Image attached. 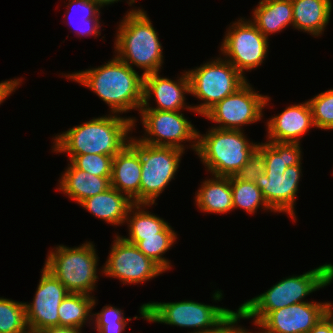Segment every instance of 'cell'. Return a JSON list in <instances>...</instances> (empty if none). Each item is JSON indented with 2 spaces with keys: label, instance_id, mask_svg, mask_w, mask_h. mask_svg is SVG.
<instances>
[{
  "label": "cell",
  "instance_id": "74e56055",
  "mask_svg": "<svg viewBox=\"0 0 333 333\" xmlns=\"http://www.w3.org/2000/svg\"><path fill=\"white\" fill-rule=\"evenodd\" d=\"M37 333H82V332L81 329L78 328L57 326L41 330Z\"/></svg>",
  "mask_w": 333,
  "mask_h": 333
},
{
  "label": "cell",
  "instance_id": "83f0119b",
  "mask_svg": "<svg viewBox=\"0 0 333 333\" xmlns=\"http://www.w3.org/2000/svg\"><path fill=\"white\" fill-rule=\"evenodd\" d=\"M66 7L68 8L66 13L69 16V24L73 25L74 29L76 28L75 32L77 33V35H79L80 37L83 35H93L96 37L101 35V22L99 21L101 8L95 2H93L92 0H69V4L66 5ZM71 9L73 10V12ZM76 12H78L79 14ZM70 13H73L74 15L77 14L76 17L79 15L80 18L77 17L79 20L76 21L77 24L75 23L77 26L74 25V22L71 20L72 15H70Z\"/></svg>",
  "mask_w": 333,
  "mask_h": 333
},
{
  "label": "cell",
  "instance_id": "4316f807",
  "mask_svg": "<svg viewBox=\"0 0 333 333\" xmlns=\"http://www.w3.org/2000/svg\"><path fill=\"white\" fill-rule=\"evenodd\" d=\"M300 143L264 142L257 149L264 155L265 170L285 171L302 160Z\"/></svg>",
  "mask_w": 333,
  "mask_h": 333
},
{
  "label": "cell",
  "instance_id": "484cf974",
  "mask_svg": "<svg viewBox=\"0 0 333 333\" xmlns=\"http://www.w3.org/2000/svg\"><path fill=\"white\" fill-rule=\"evenodd\" d=\"M96 302L91 295L69 293L58 308L59 326L82 329L88 321L92 324V310Z\"/></svg>",
  "mask_w": 333,
  "mask_h": 333
},
{
  "label": "cell",
  "instance_id": "2e32d148",
  "mask_svg": "<svg viewBox=\"0 0 333 333\" xmlns=\"http://www.w3.org/2000/svg\"><path fill=\"white\" fill-rule=\"evenodd\" d=\"M326 302H301L271 311L258 333H308L323 317Z\"/></svg>",
  "mask_w": 333,
  "mask_h": 333
},
{
  "label": "cell",
  "instance_id": "4fadbf2b",
  "mask_svg": "<svg viewBox=\"0 0 333 333\" xmlns=\"http://www.w3.org/2000/svg\"><path fill=\"white\" fill-rule=\"evenodd\" d=\"M101 273L119 279L123 284H141L165 271L144 255L136 245L116 234Z\"/></svg>",
  "mask_w": 333,
  "mask_h": 333
},
{
  "label": "cell",
  "instance_id": "8fae6325",
  "mask_svg": "<svg viewBox=\"0 0 333 333\" xmlns=\"http://www.w3.org/2000/svg\"><path fill=\"white\" fill-rule=\"evenodd\" d=\"M139 113L145 131L143 137L137 138L139 141L183 151L186 147L182 142L189 141L192 142L189 148L196 152L198 131L181 111L140 109Z\"/></svg>",
  "mask_w": 333,
  "mask_h": 333
},
{
  "label": "cell",
  "instance_id": "60d3db41",
  "mask_svg": "<svg viewBox=\"0 0 333 333\" xmlns=\"http://www.w3.org/2000/svg\"><path fill=\"white\" fill-rule=\"evenodd\" d=\"M93 2H95L100 8H102L104 5H110L113 4L115 2H118L120 0H92ZM136 0H128L127 3L129 6H132V4L136 3Z\"/></svg>",
  "mask_w": 333,
  "mask_h": 333
},
{
  "label": "cell",
  "instance_id": "603a6c76",
  "mask_svg": "<svg viewBox=\"0 0 333 333\" xmlns=\"http://www.w3.org/2000/svg\"><path fill=\"white\" fill-rule=\"evenodd\" d=\"M251 22L266 38L288 26L293 27L292 0H260Z\"/></svg>",
  "mask_w": 333,
  "mask_h": 333
},
{
  "label": "cell",
  "instance_id": "5bb4252c",
  "mask_svg": "<svg viewBox=\"0 0 333 333\" xmlns=\"http://www.w3.org/2000/svg\"><path fill=\"white\" fill-rule=\"evenodd\" d=\"M41 270L32 303L24 302L27 326L33 333L59 326L58 308L70 293L45 267Z\"/></svg>",
  "mask_w": 333,
  "mask_h": 333
},
{
  "label": "cell",
  "instance_id": "9a60e30c",
  "mask_svg": "<svg viewBox=\"0 0 333 333\" xmlns=\"http://www.w3.org/2000/svg\"><path fill=\"white\" fill-rule=\"evenodd\" d=\"M301 165L287 167L285 171L265 170L255 182L267 205L275 213H286L293 221L297 220L294 206L302 177Z\"/></svg>",
  "mask_w": 333,
  "mask_h": 333
},
{
  "label": "cell",
  "instance_id": "5b68a950",
  "mask_svg": "<svg viewBox=\"0 0 333 333\" xmlns=\"http://www.w3.org/2000/svg\"><path fill=\"white\" fill-rule=\"evenodd\" d=\"M199 132L196 154L212 176H234L259 144L250 142L242 130L212 127L204 135Z\"/></svg>",
  "mask_w": 333,
  "mask_h": 333
},
{
  "label": "cell",
  "instance_id": "ac0fdd59",
  "mask_svg": "<svg viewBox=\"0 0 333 333\" xmlns=\"http://www.w3.org/2000/svg\"><path fill=\"white\" fill-rule=\"evenodd\" d=\"M267 120V141L300 143L303 135L315 127L308 101L287 106L284 111Z\"/></svg>",
  "mask_w": 333,
  "mask_h": 333
},
{
  "label": "cell",
  "instance_id": "836d02e7",
  "mask_svg": "<svg viewBox=\"0 0 333 333\" xmlns=\"http://www.w3.org/2000/svg\"><path fill=\"white\" fill-rule=\"evenodd\" d=\"M112 156L100 154H84L74 156L70 162L82 171H85L93 176L106 177L111 179L112 173Z\"/></svg>",
  "mask_w": 333,
  "mask_h": 333
},
{
  "label": "cell",
  "instance_id": "9c48e42d",
  "mask_svg": "<svg viewBox=\"0 0 333 333\" xmlns=\"http://www.w3.org/2000/svg\"><path fill=\"white\" fill-rule=\"evenodd\" d=\"M231 310L193 300L179 302H148L140 306V317L149 322L194 328L191 333L214 327Z\"/></svg>",
  "mask_w": 333,
  "mask_h": 333
},
{
  "label": "cell",
  "instance_id": "8992f818",
  "mask_svg": "<svg viewBox=\"0 0 333 333\" xmlns=\"http://www.w3.org/2000/svg\"><path fill=\"white\" fill-rule=\"evenodd\" d=\"M54 249V250H53ZM47 255L44 267L50 271L70 293L92 296L97 283L98 255L93 242L79 247L57 245Z\"/></svg>",
  "mask_w": 333,
  "mask_h": 333
},
{
  "label": "cell",
  "instance_id": "6da1fadb",
  "mask_svg": "<svg viewBox=\"0 0 333 333\" xmlns=\"http://www.w3.org/2000/svg\"><path fill=\"white\" fill-rule=\"evenodd\" d=\"M135 117L108 114L93 118L83 124L55 135L53 151L67 153L69 160L84 154H100L115 157L131 139L130 132L137 125ZM55 138V139H54Z\"/></svg>",
  "mask_w": 333,
  "mask_h": 333
},
{
  "label": "cell",
  "instance_id": "4dcf8cb0",
  "mask_svg": "<svg viewBox=\"0 0 333 333\" xmlns=\"http://www.w3.org/2000/svg\"><path fill=\"white\" fill-rule=\"evenodd\" d=\"M25 303L0 297V333H28Z\"/></svg>",
  "mask_w": 333,
  "mask_h": 333
},
{
  "label": "cell",
  "instance_id": "52a82bcc",
  "mask_svg": "<svg viewBox=\"0 0 333 333\" xmlns=\"http://www.w3.org/2000/svg\"><path fill=\"white\" fill-rule=\"evenodd\" d=\"M190 94L203 102L193 106L203 116L217 102L233 94L248 80L229 61L221 58L187 71Z\"/></svg>",
  "mask_w": 333,
  "mask_h": 333
},
{
  "label": "cell",
  "instance_id": "f1b7e54d",
  "mask_svg": "<svg viewBox=\"0 0 333 333\" xmlns=\"http://www.w3.org/2000/svg\"><path fill=\"white\" fill-rule=\"evenodd\" d=\"M177 234L175 230L168 225L159 236L143 237L142 241H139L136 246L138 249L157 263L165 272L171 269L170 260L164 257L165 254L176 242Z\"/></svg>",
  "mask_w": 333,
  "mask_h": 333
},
{
  "label": "cell",
  "instance_id": "7a4b0ae2",
  "mask_svg": "<svg viewBox=\"0 0 333 333\" xmlns=\"http://www.w3.org/2000/svg\"><path fill=\"white\" fill-rule=\"evenodd\" d=\"M92 90L109 107L111 114L138 110L143 103V75L116 56L97 68L64 74Z\"/></svg>",
  "mask_w": 333,
  "mask_h": 333
},
{
  "label": "cell",
  "instance_id": "3957f363",
  "mask_svg": "<svg viewBox=\"0 0 333 333\" xmlns=\"http://www.w3.org/2000/svg\"><path fill=\"white\" fill-rule=\"evenodd\" d=\"M114 53L132 69L143 70L145 75L160 72L164 63L163 48L146 11L133 8L119 22L115 35Z\"/></svg>",
  "mask_w": 333,
  "mask_h": 333
},
{
  "label": "cell",
  "instance_id": "1f68e13d",
  "mask_svg": "<svg viewBox=\"0 0 333 333\" xmlns=\"http://www.w3.org/2000/svg\"><path fill=\"white\" fill-rule=\"evenodd\" d=\"M94 330L98 333H121L125 330L130 318L124 316L122 309L106 305L100 312L92 313ZM95 322V323H94Z\"/></svg>",
  "mask_w": 333,
  "mask_h": 333
},
{
  "label": "cell",
  "instance_id": "7402d4cb",
  "mask_svg": "<svg viewBox=\"0 0 333 333\" xmlns=\"http://www.w3.org/2000/svg\"><path fill=\"white\" fill-rule=\"evenodd\" d=\"M332 0H292L293 28L314 37L323 34L330 21Z\"/></svg>",
  "mask_w": 333,
  "mask_h": 333
},
{
  "label": "cell",
  "instance_id": "d590c367",
  "mask_svg": "<svg viewBox=\"0 0 333 333\" xmlns=\"http://www.w3.org/2000/svg\"><path fill=\"white\" fill-rule=\"evenodd\" d=\"M264 155L256 149L248 158L247 163L242 167L234 177L241 181L256 182V180L265 173Z\"/></svg>",
  "mask_w": 333,
  "mask_h": 333
},
{
  "label": "cell",
  "instance_id": "f546056e",
  "mask_svg": "<svg viewBox=\"0 0 333 333\" xmlns=\"http://www.w3.org/2000/svg\"><path fill=\"white\" fill-rule=\"evenodd\" d=\"M230 184L233 210L240 208L249 214H254L258 208L262 207L266 211L274 212L265 202L262 191L255 185V182L241 181L230 176Z\"/></svg>",
  "mask_w": 333,
  "mask_h": 333
},
{
  "label": "cell",
  "instance_id": "cb8c5ba5",
  "mask_svg": "<svg viewBox=\"0 0 333 333\" xmlns=\"http://www.w3.org/2000/svg\"><path fill=\"white\" fill-rule=\"evenodd\" d=\"M195 195V204L202 212L225 214L233 210L230 177L205 179Z\"/></svg>",
  "mask_w": 333,
  "mask_h": 333
},
{
  "label": "cell",
  "instance_id": "e575fe53",
  "mask_svg": "<svg viewBox=\"0 0 333 333\" xmlns=\"http://www.w3.org/2000/svg\"><path fill=\"white\" fill-rule=\"evenodd\" d=\"M240 319L244 320L247 317L243 309L239 306L236 311L231 310L214 327L196 333H248V329L237 325Z\"/></svg>",
  "mask_w": 333,
  "mask_h": 333
},
{
  "label": "cell",
  "instance_id": "ffe728a7",
  "mask_svg": "<svg viewBox=\"0 0 333 333\" xmlns=\"http://www.w3.org/2000/svg\"><path fill=\"white\" fill-rule=\"evenodd\" d=\"M133 204L126 194L110 187L103 193L85 199L79 205L96 218L113 226H121L125 223L128 211Z\"/></svg>",
  "mask_w": 333,
  "mask_h": 333
},
{
  "label": "cell",
  "instance_id": "e0dca14e",
  "mask_svg": "<svg viewBox=\"0 0 333 333\" xmlns=\"http://www.w3.org/2000/svg\"><path fill=\"white\" fill-rule=\"evenodd\" d=\"M160 72L151 73L143 77V103L140 109H152L160 111H181L192 110L193 106L185 103V94H190V80L187 71L179 79L161 77ZM153 97L156 107L150 106L149 102Z\"/></svg>",
  "mask_w": 333,
  "mask_h": 333
},
{
  "label": "cell",
  "instance_id": "f35d334b",
  "mask_svg": "<svg viewBox=\"0 0 333 333\" xmlns=\"http://www.w3.org/2000/svg\"><path fill=\"white\" fill-rule=\"evenodd\" d=\"M308 333H332L327 321L322 317Z\"/></svg>",
  "mask_w": 333,
  "mask_h": 333
},
{
  "label": "cell",
  "instance_id": "7c38bea8",
  "mask_svg": "<svg viewBox=\"0 0 333 333\" xmlns=\"http://www.w3.org/2000/svg\"><path fill=\"white\" fill-rule=\"evenodd\" d=\"M247 81L233 94L217 102L203 116L211 120L218 129L243 130L244 125L253 124L263 117V109L269 105L270 97L253 89Z\"/></svg>",
  "mask_w": 333,
  "mask_h": 333
},
{
  "label": "cell",
  "instance_id": "ba28073f",
  "mask_svg": "<svg viewBox=\"0 0 333 333\" xmlns=\"http://www.w3.org/2000/svg\"><path fill=\"white\" fill-rule=\"evenodd\" d=\"M129 143L139 152L141 160V203L155 204L179 168L183 150L153 146L131 137Z\"/></svg>",
  "mask_w": 333,
  "mask_h": 333
},
{
  "label": "cell",
  "instance_id": "d4e9b609",
  "mask_svg": "<svg viewBox=\"0 0 333 333\" xmlns=\"http://www.w3.org/2000/svg\"><path fill=\"white\" fill-rule=\"evenodd\" d=\"M154 204L134 203L128 211L127 222L129 237L121 236L127 242L136 245L143 237L159 236L170 223L146 210ZM146 210V211H145ZM132 215V216H131Z\"/></svg>",
  "mask_w": 333,
  "mask_h": 333
},
{
  "label": "cell",
  "instance_id": "277c9868",
  "mask_svg": "<svg viewBox=\"0 0 333 333\" xmlns=\"http://www.w3.org/2000/svg\"><path fill=\"white\" fill-rule=\"evenodd\" d=\"M333 281V264L320 265L302 275L283 278L266 292L245 301L240 307L247 319L258 325L271 311L308 302L307 295L328 286Z\"/></svg>",
  "mask_w": 333,
  "mask_h": 333
},
{
  "label": "cell",
  "instance_id": "44dd1931",
  "mask_svg": "<svg viewBox=\"0 0 333 333\" xmlns=\"http://www.w3.org/2000/svg\"><path fill=\"white\" fill-rule=\"evenodd\" d=\"M61 175L58 190L80 204L85 199L105 192L111 187L106 177L93 176L77 169L71 162Z\"/></svg>",
  "mask_w": 333,
  "mask_h": 333
},
{
  "label": "cell",
  "instance_id": "8d00e7d4",
  "mask_svg": "<svg viewBox=\"0 0 333 333\" xmlns=\"http://www.w3.org/2000/svg\"><path fill=\"white\" fill-rule=\"evenodd\" d=\"M22 79H10L0 82V105L6 100L10 94L15 92L16 88L21 84Z\"/></svg>",
  "mask_w": 333,
  "mask_h": 333
},
{
  "label": "cell",
  "instance_id": "d6a6232c",
  "mask_svg": "<svg viewBox=\"0 0 333 333\" xmlns=\"http://www.w3.org/2000/svg\"><path fill=\"white\" fill-rule=\"evenodd\" d=\"M308 103L314 126L318 129L333 130V89L317 94Z\"/></svg>",
  "mask_w": 333,
  "mask_h": 333
},
{
  "label": "cell",
  "instance_id": "ab89813d",
  "mask_svg": "<svg viewBox=\"0 0 333 333\" xmlns=\"http://www.w3.org/2000/svg\"><path fill=\"white\" fill-rule=\"evenodd\" d=\"M323 318L327 321L329 324L331 331L333 333V303L326 302L324 311H323Z\"/></svg>",
  "mask_w": 333,
  "mask_h": 333
},
{
  "label": "cell",
  "instance_id": "30bf717a",
  "mask_svg": "<svg viewBox=\"0 0 333 333\" xmlns=\"http://www.w3.org/2000/svg\"><path fill=\"white\" fill-rule=\"evenodd\" d=\"M225 33L220 51L225 56L223 58L243 76L245 71H251L264 63L269 52V40L250 19L240 18Z\"/></svg>",
  "mask_w": 333,
  "mask_h": 333
},
{
  "label": "cell",
  "instance_id": "d6986e66",
  "mask_svg": "<svg viewBox=\"0 0 333 333\" xmlns=\"http://www.w3.org/2000/svg\"><path fill=\"white\" fill-rule=\"evenodd\" d=\"M141 170L139 152L129 143L113 158L111 187L141 203Z\"/></svg>",
  "mask_w": 333,
  "mask_h": 333
}]
</instances>
